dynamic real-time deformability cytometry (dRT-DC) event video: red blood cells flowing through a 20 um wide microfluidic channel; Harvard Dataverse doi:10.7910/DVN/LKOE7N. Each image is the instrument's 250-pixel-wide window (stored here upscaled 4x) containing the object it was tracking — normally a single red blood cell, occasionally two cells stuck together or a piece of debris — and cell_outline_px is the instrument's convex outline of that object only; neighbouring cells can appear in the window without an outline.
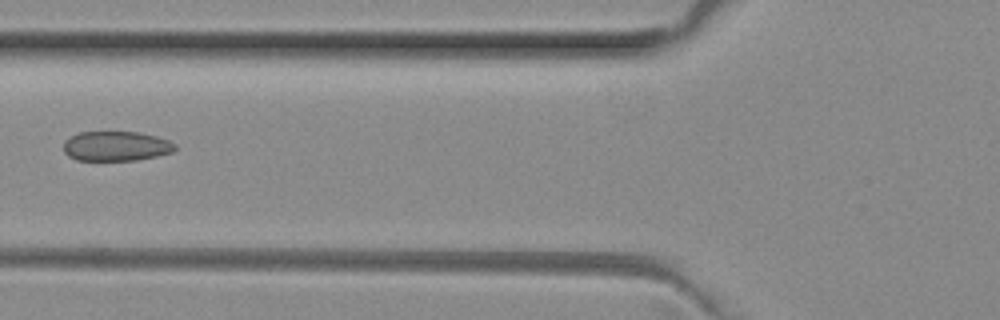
{"species": "common noctule bat (a hibernating species)", "species_latin": "Nyctalus noctula", "temperature_condition": "room temperature", "stored_images_in_passage": 6, "camera_frame_rate_fps": 3000, "um_per_image_px": 0.085, "animal": {"sex": "female", "body_mass_g": 29.2, "forearm_length_mm": 56.3}, "frame": {"image": 1, "passage_image": 5, "time_ms": 1.333, "image_size_px": [1000, 320], "cell_outline_px": [[176, 148], [172, 152], [156, 156], [136, 160], [76, 160], [68, 156], [64, 152], [64, 140], [80, 132], [140, 132], [156, 136], [168, 140], [176, 144]], "centroid_in_image_um": [9.86, 12.42], "position_along_channel_um": 115.9, "area_um2": 19.31}}
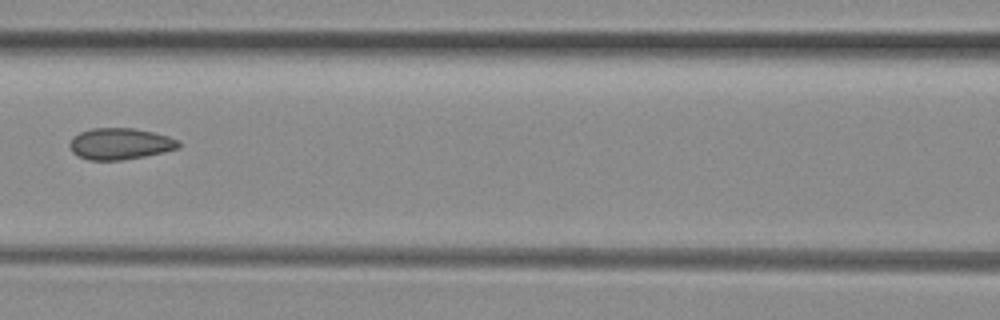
{"frame": {"image": 2, "passage_image": 6, "time_ms": 1.667, "image_size_px": [1000, 320], "cell_outline_px": [[180, 148], [164, 152], [144, 156], [120, 160], [88, 160], [72, 152], [68, 144], [72, 136], [80, 132], [92, 128], [132, 128], [152, 132], [168, 136], [180, 140]], "centroid_in_image_um": [10.2, 12.22], "position_along_channel_um": 156.4, "area_um2": 20.0}}